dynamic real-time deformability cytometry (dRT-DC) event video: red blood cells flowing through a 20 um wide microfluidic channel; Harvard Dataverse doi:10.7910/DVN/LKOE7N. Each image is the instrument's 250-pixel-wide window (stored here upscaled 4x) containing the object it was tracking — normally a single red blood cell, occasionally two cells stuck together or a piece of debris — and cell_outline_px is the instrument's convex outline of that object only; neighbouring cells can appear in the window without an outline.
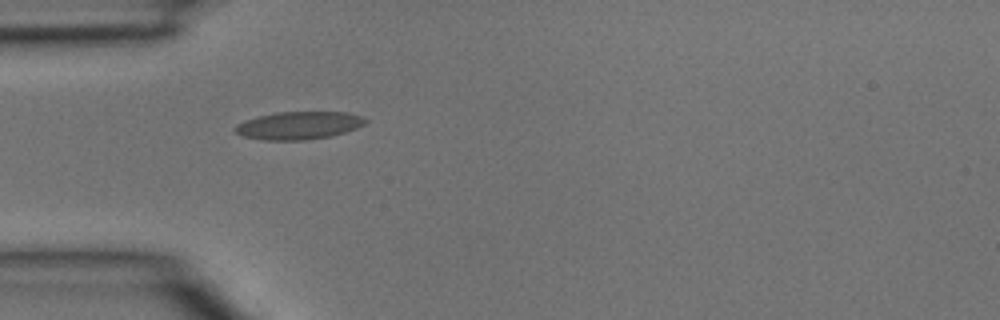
{"species": "common noctule bat (a hibernating species)", "species_latin": "Nyctalus noctula", "temperature_condition": "room temperature", "stored_images_in_passage": 2, "camera_frame_rate_fps": 3000, "um_per_image_px": 0.085, "animal": {"sex": "male", "body_mass_g": 15.6}, "frame": {"image": 1, "passage_image": 1, "time_ms": 0.0, "image_size_px": [1000, 320], "cell_outline_px": [[368, 120], [364, 124], [356, 128], [344, 132], [328, 136], [304, 140], [264, 140], [244, 136], [236, 132], [232, 128], [236, 124], [244, 120], [260, 116], [280, 112], [344, 112], [360, 116]], "centroid_in_image_um": [25.36, 10.66], "position_along_channel_um": 59.6, "area_um2": 20.81}}